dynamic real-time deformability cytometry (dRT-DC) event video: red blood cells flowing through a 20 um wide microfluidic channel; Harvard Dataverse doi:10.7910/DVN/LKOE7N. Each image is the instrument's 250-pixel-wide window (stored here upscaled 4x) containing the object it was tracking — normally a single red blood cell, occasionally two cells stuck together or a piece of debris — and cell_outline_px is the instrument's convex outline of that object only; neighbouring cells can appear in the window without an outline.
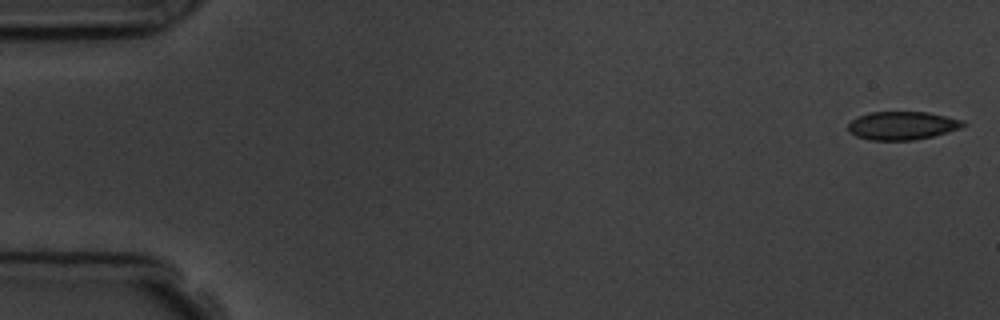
{"species": "common noctule bat (a hibernating species)", "species_latin": "Nyctalus noctula", "temperature_condition": "room temperature", "stored_images_in_passage": 5, "camera_frame_rate_fps": 3000, "um_per_image_px": 0.085, "animal": {"sex": "male", "body_mass_g": 19.5, "forearm_length_mm": 54.6}, "frame": {"image": 1, "passage_image": 1, "time_ms": 0.0, "image_size_px": [1000, 320], "cell_outline_px": [[968, 124], [960, 128], [948, 132], [932, 136], [912, 140], [868, 140], [856, 136], [848, 132], [848, 124], [856, 116], [868, 112], [928, 112], [964, 120]], "centroid_in_image_um": [76.67, 10.67], "position_along_channel_um": 8.3, "area_um2": 19.13}}
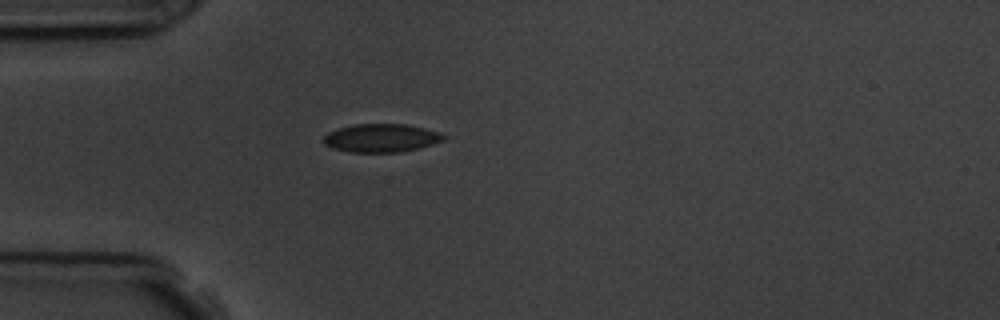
{"frame": {"image": 2, "passage_image": 5, "time_ms": 4.667, "image_size_px": [1000, 320], "cell_outline_px": [[448, 136], [444, 140], [420, 148], [400, 152], [348, 152], [332, 148], [324, 144], [320, 140], [328, 132], [336, 128], [352, 124], [404, 124], [424, 128], [440, 132]], "centroid_in_image_um": [32.37, 11.73], "position_along_channel_um": 52.6, "area_um2": 20.11}}